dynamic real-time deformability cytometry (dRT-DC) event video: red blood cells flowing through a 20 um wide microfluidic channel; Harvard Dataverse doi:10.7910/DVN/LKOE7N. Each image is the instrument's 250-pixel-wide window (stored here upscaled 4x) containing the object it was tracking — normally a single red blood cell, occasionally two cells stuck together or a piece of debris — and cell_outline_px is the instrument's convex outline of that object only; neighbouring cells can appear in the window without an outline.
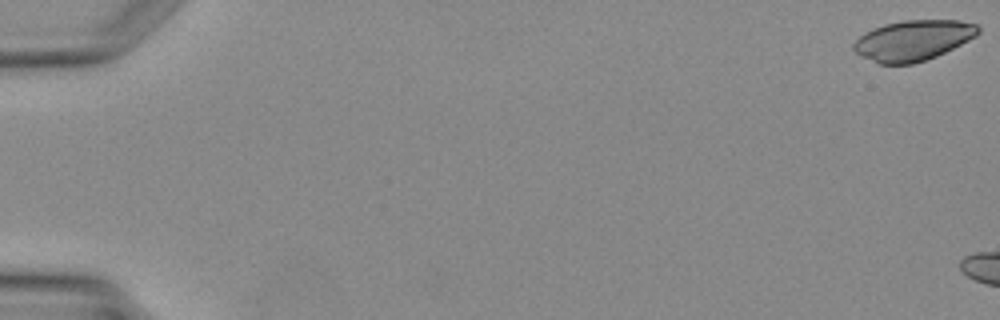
{"species": "Egyptian fruit bat (a non-hibernating species)", "species_latin": "Rousettus aegyptiacus", "temperature_condition": "warm", "stored_images_in_passage": 8, "camera_frame_rate_fps": 3000, "um_per_image_px": 0.085, "animal": {"sex": "female"}, "frame": {"image": 1, "passage_image": 1, "time_ms": 0.0, "image_size_px": [1000, 320], "cell_outline_px": [[980, 32], [976, 36], [936, 56], [912, 64], [880, 64], [860, 56], [852, 48], [852, 44], [860, 36], [872, 28], [884, 24], [904, 20], [956, 20], [976, 24], [980, 28]], "centroid_in_image_um": [77.58, 3.43], "position_along_channel_um": 7.4, "area_um2": 29.19}}